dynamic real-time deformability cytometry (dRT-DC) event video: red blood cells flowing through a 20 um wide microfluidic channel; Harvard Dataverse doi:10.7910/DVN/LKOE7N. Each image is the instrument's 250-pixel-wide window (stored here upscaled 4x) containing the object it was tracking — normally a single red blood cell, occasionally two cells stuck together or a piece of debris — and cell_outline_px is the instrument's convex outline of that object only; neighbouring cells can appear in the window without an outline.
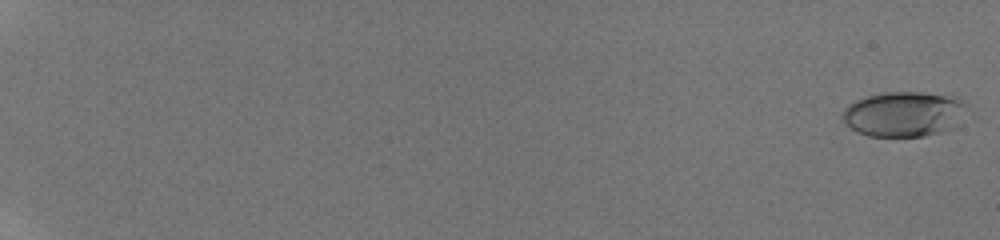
{"species": "human", "species_latin": "Homo sapiens", "temperature_condition": "room temperature", "stored_images_in_passage": 57, "camera_frame_rate_fps": 3000, "um_per_image_px": 0.085, "donor": {"sex": "male"}, "frame": {"image": 1, "passage_image": 1, "time_ms": 0.0, "image_size_px": [1000, 240], "cell_outline_px": [[972, 112], [956, 128], [944, 132], [924, 136], [868, 136], [856, 132], [840, 116], [844, 108], [848, 104], [864, 96], [880, 92], [920, 92], [960, 96]], "centroid_in_image_um": [76.96, 9.68], "position_along_channel_um": 8.0, "area_um2": 33.99}}
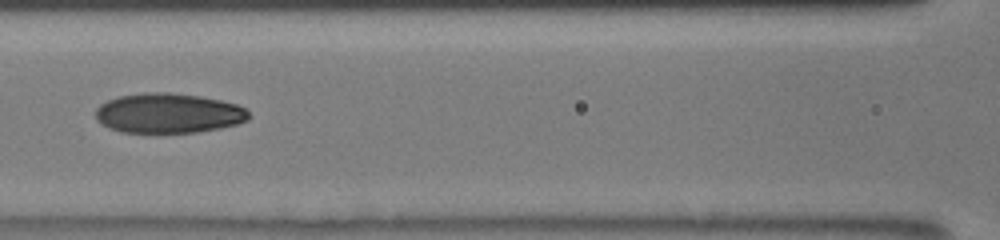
{"frame": {"image": 2, "passage_image": 31, "time_ms": 10.0, "image_size_px": [1000, 240], "cell_outline_px": [[252, 116], [248, 120], [236, 124], [220, 128], [196, 132], [156, 136], [120, 132], [108, 128], [96, 120], [96, 108], [100, 104], [108, 100], [120, 96], [144, 92], [168, 92], [200, 96], [220, 100], [236, 104], [244, 108]], "centroid_in_image_um": [14.28, 9.67], "position_along_channel_um": 152.3, "area_um2": 36.7}}
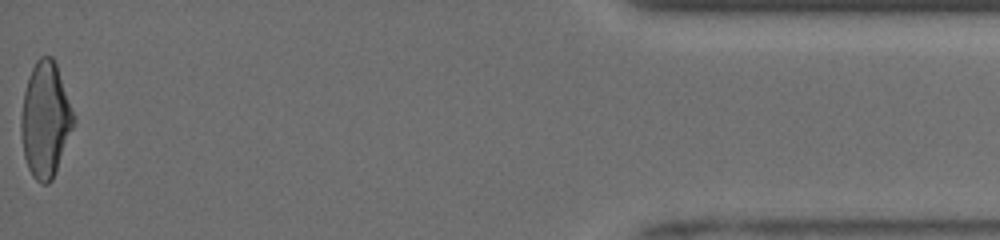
{"frame": {"image": 3, "passage_image": 57, "time_ms": 18.667, "image_size_px": [1000, 240], "cell_outline_px": [[76, 120], [52, 180], [48, 184], [40, 184], [32, 176], [28, 168], [24, 156], [20, 132], [20, 116], [24, 92], [32, 68], [36, 60], [40, 56], [52, 56], [56, 64]], "centroid_in_image_um": [3.84, 10.19], "position_along_channel_um": 431.4, "area_um2": 35.08}, "authors_computed_cell_mechanics": {"area_um2": 34.1598, "velocity_mm_per_s": 3.9907, "shape_relaxation_time_tau1_ms": 7.3839, "shape_relaxation_time_tau2_ms": 1.918, "deformation_change_tau1": 0.2142, "deformation_change_tau2": 0.0748}}